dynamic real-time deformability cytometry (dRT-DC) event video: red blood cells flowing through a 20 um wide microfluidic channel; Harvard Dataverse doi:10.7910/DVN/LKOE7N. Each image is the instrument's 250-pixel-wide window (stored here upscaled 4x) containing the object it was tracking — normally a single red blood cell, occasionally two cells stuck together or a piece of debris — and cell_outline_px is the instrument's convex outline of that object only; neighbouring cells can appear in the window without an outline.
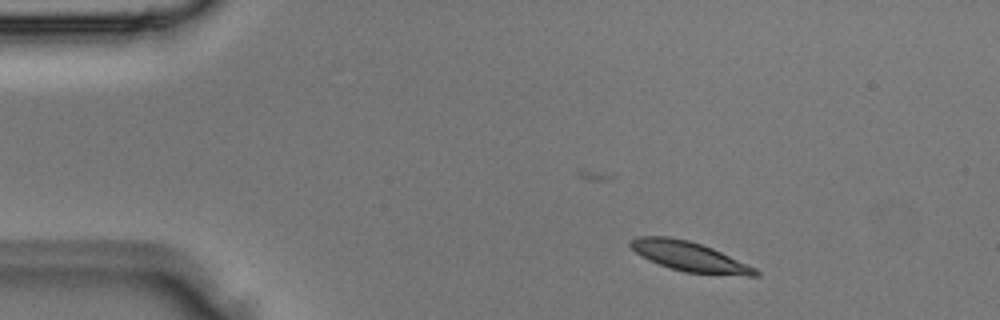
{"species": "Egyptian fruit bat (a non-hibernating species)", "species_latin": "Rousettus aegyptiacus", "temperature_condition": "room temperature", "stored_images_in_passage": 3, "camera_frame_rate_fps": 3000, "um_per_image_px": 0.085, "animal": {"sex": "male"}, "frame": {"image": 1, "passage_image": 1, "time_ms": 0.0, "image_size_px": [1000, 320], "cell_outline_px": [[760, 276], [748, 276], [684, 272], [668, 268], [648, 260], [636, 252], [628, 244], [636, 236], [668, 236], [688, 240], [712, 248], [756, 268], [760, 272]], "centroid_in_image_um": [58.59, 21.81], "position_along_channel_um": 26.4, "area_um2": 21.56}}
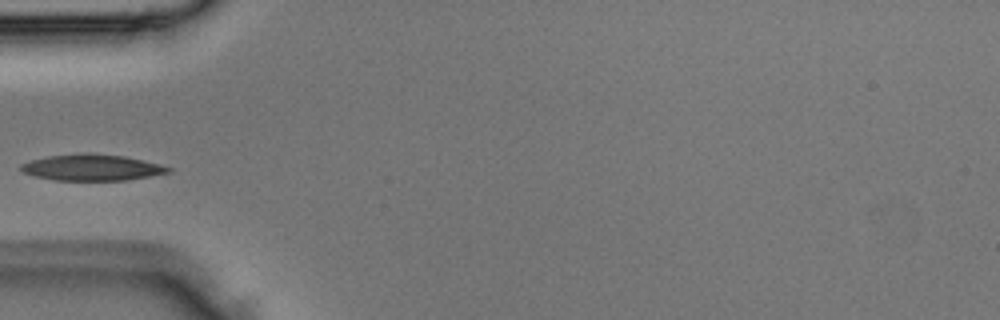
{"frame": {"image": 2, "passage_image": 3, "time_ms": 0.667, "image_size_px": [1000, 320], "cell_outline_px": [[172, 172], [128, 180], [56, 180], [36, 176], [24, 172], [20, 168], [20, 164], [32, 160], [48, 156], [84, 152], [92, 152], [124, 156], [160, 164], [172, 168]], "centroid_in_image_um": [7.85, 14.22], "position_along_channel_um": 77.2, "area_um2": 22.54}}